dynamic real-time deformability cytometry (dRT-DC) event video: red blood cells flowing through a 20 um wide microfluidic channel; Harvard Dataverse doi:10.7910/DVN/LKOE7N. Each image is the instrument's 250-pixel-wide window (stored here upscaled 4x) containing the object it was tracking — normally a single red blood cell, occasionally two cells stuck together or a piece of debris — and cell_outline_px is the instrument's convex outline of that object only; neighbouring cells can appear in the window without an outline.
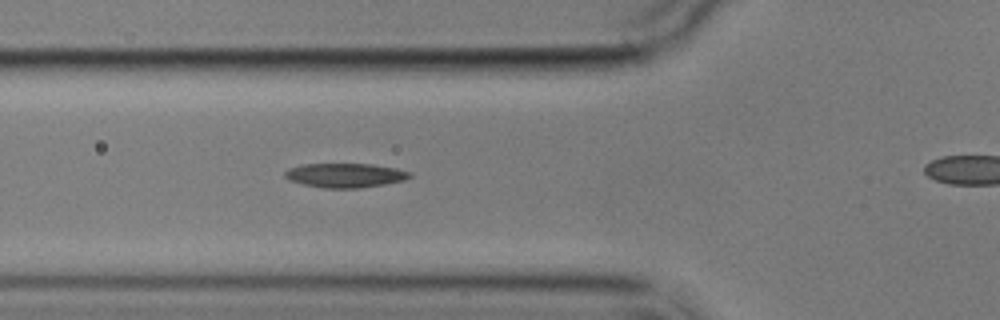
{"species": "common noctule bat (a hibernating species)", "species_latin": "Nyctalus noctula", "temperature_condition": "cold", "stored_images_in_passage": 4, "segment_of_instrument_passage": [1, 2], "camera_frame_rate_fps": 3000, "um_per_image_px": 0.085, "animal": {"sex": "male", "body_mass_g": 17.9}, "frame": {"image": 1, "passage_image": 3, "time_ms": 2.333, "image_size_px": [1000, 320], "cell_outline_px": [[412, 176], [404, 180], [384, 184], [360, 188], [324, 188], [304, 184], [288, 180], [284, 176], [284, 172], [288, 168], [304, 164], [372, 164], [396, 168], [412, 172]], "centroid_in_image_um": [29.34, 14.9], "position_along_channel_um": 96.5, "area_um2": 17.69}}